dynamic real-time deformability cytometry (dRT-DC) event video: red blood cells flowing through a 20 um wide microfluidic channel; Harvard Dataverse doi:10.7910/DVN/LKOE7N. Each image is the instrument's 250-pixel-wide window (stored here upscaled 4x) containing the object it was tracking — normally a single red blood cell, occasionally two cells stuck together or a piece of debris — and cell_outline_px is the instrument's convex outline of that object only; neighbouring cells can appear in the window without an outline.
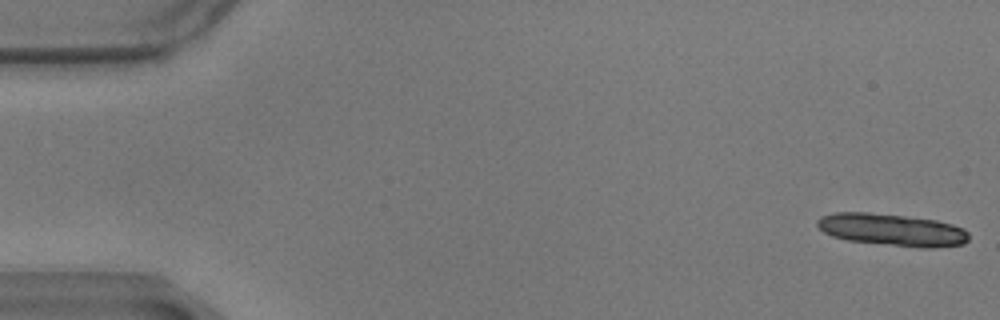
{"species": "common noctule bat (a hibernating species)", "species_latin": "Nyctalus noctula", "temperature_condition": "warm", "stored_images_in_passage": 16, "camera_frame_rate_fps": 3000, "um_per_image_px": 0.085, "animal": {"sex": "male", "body_mass_g": 17.9}, "frame": {"image": 1, "passage_image": 1, "time_ms": 0.0, "image_size_px": [1000, 320], "cell_outline_px": [[968, 240], [964, 244], [932, 248], [920, 248], [848, 240], [832, 236], [824, 232], [816, 224], [816, 220], [820, 216], [836, 212], [868, 212], [904, 216], [936, 220], [952, 224], [964, 228], [968, 232]], "centroid_in_image_um": [75.83, 19.53], "position_along_channel_um": 9.2, "area_um2": 28.5}}